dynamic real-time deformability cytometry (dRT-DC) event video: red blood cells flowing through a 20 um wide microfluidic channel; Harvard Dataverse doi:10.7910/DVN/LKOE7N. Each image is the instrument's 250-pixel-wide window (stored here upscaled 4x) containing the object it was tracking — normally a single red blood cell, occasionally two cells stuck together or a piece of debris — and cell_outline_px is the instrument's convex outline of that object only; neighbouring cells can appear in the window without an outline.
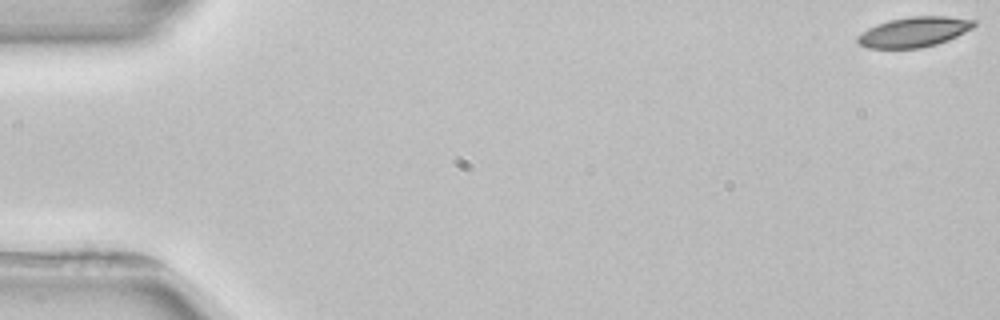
{"species": "common noctule bat (a hibernating species)", "species_latin": "Nyctalus noctula", "temperature_condition": "room temperature", "stored_images_in_passage": 4, "camera_frame_rate_fps": 3000, "um_per_image_px": 0.085, "animal": {"sex": "female", "body_mass_g": 22.7, "forearm_length_mm": 54.2}, "frame": {"image": 1, "passage_image": 1, "time_ms": 0.0, "image_size_px": [1000, 320], "cell_outline_px": [[976, 24], [972, 28], [948, 40], [936, 44], [920, 48], [868, 48], [860, 44], [856, 40], [856, 36], [868, 28], [876, 24], [888, 20], [908, 16], [944, 16], [976, 20]], "centroid_in_image_um": [77.67, 2.71], "position_along_channel_um": 7.3, "area_um2": 20.4}}
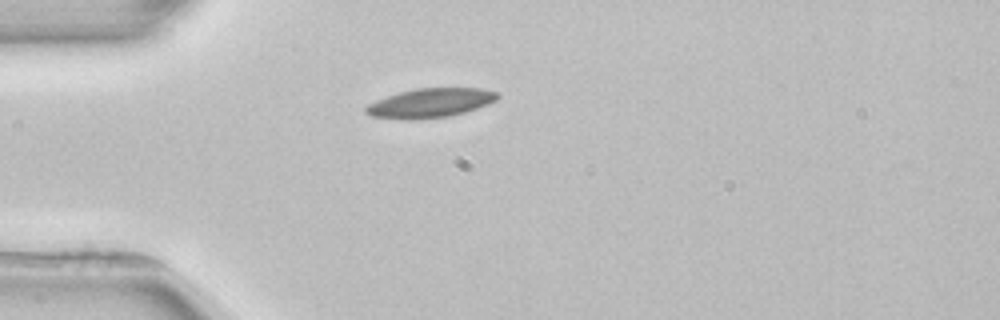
{"frame": {"image": 2, "passage_image": 4, "time_ms": 4.667, "image_size_px": [1000, 320], "cell_outline_px": [[500, 96], [496, 100], [488, 104], [452, 116], [412, 120], [404, 120], [368, 116], [364, 112], [364, 108], [368, 104], [376, 100], [400, 92], [416, 88], [480, 88], [500, 92]], "centroid_in_image_um": [36.56, 8.76], "position_along_channel_um": 48.4, "area_um2": 22.66}}